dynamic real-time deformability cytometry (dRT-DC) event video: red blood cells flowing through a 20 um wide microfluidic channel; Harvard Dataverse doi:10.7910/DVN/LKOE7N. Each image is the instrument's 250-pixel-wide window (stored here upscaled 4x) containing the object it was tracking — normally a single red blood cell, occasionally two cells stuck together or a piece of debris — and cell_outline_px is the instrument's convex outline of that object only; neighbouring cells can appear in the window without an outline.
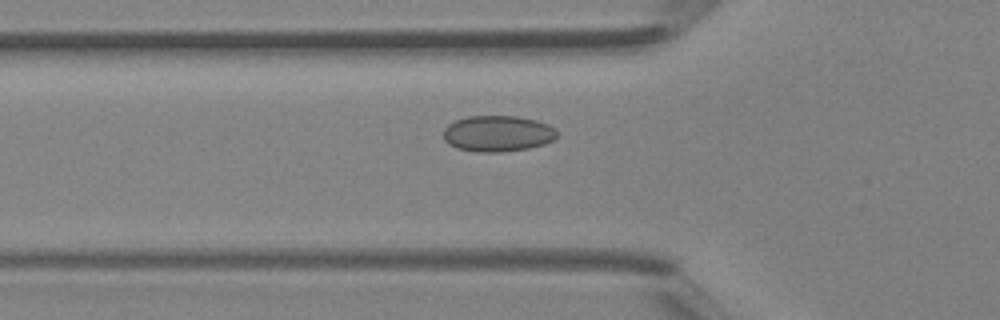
{"species": "Egyptian fruit bat (a non-hibernating species)", "species_latin": "Rousettus aegyptiacus", "temperature_condition": "room temperature", "stored_images_in_passage": 42, "camera_frame_rate_fps": 3000, "um_per_image_px": 0.085, "animal": {"sex": "female"}, "frame": {"image": 1, "passage_image": 14, "time_ms": 4.333, "image_size_px": [1000, 320], "cell_outline_px": [[556, 136], [552, 140], [544, 144], [528, 148], [500, 152], [476, 152], [456, 148], [448, 144], [444, 140], [444, 128], [448, 124], [456, 120], [468, 116], [516, 116], [536, 120], [548, 124], [556, 128]], "centroid_in_image_um": [42.28, 11.35], "position_along_channel_um": 83.5, "area_um2": 23.93}}
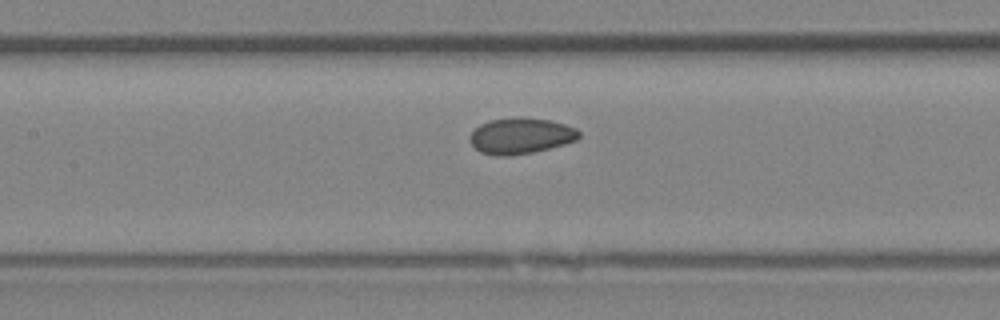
{"frame": {"image": 2, "passage_image": 19, "time_ms": 6.0, "image_size_px": [1000, 320], "cell_outline_px": [[580, 136], [576, 140], [564, 144], [532, 152], [508, 156], [496, 156], [480, 152], [468, 140], [468, 136], [480, 124], [492, 120], [548, 120], [564, 124], [576, 128], [580, 132]], "centroid_in_image_um": [44.24, 11.6], "position_along_channel_um": 163.2, "area_um2": 22.02}}
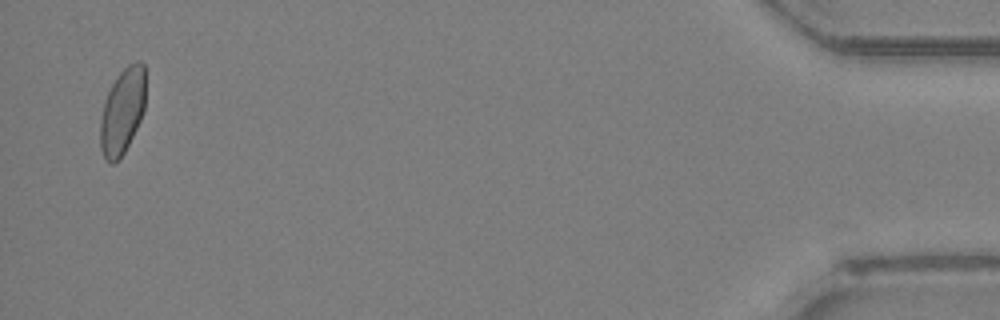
{"frame": {"image": 3, "passage_image": 41, "time_ms": 13.333, "image_size_px": [1000, 320], "cell_outline_px": [[144, 108], [140, 120], [124, 152], [112, 164], [104, 160], [100, 148], [100, 120], [104, 100], [116, 76], [128, 64], [136, 60], [140, 60], [144, 64]], "centroid_in_image_um": [10.38, 9.43], "position_along_channel_um": 424.8, "area_um2": 22.54}}